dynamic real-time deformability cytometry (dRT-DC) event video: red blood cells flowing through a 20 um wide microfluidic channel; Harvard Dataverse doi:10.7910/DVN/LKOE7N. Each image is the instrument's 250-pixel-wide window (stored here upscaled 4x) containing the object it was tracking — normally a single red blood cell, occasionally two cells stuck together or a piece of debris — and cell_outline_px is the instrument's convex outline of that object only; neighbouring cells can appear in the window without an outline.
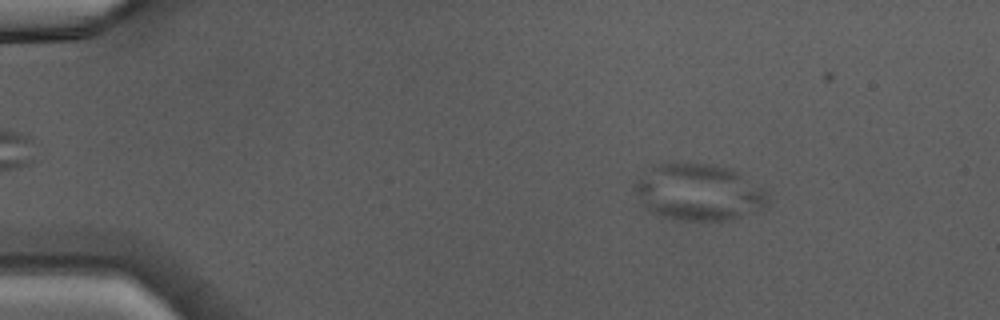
{"species": "Egyptian fruit bat (a non-hibernating species)", "species_latin": "Rousettus aegyptiacus", "temperature_condition": "warm", "stored_images_in_passage": 45, "camera_frame_rate_fps": 3000, "um_per_image_px": 0.085, "animal": {"sex": "male"}, "frame": {"image": 1, "passage_image": 7, "time_ms": 2.0, "image_size_px": [1000, 320], "cell_outline_px": [[768, 200], [756, 212], [728, 220], [680, 220], [664, 216], [652, 212], [640, 200], [632, 188], [636, 180], [656, 164], [672, 160], [708, 164], [724, 168], [736, 172], [764, 188], [768, 196]], "centroid_in_image_um": [59.35, 16.31], "position_along_channel_um": 25.6, "area_um2": 43.75}}
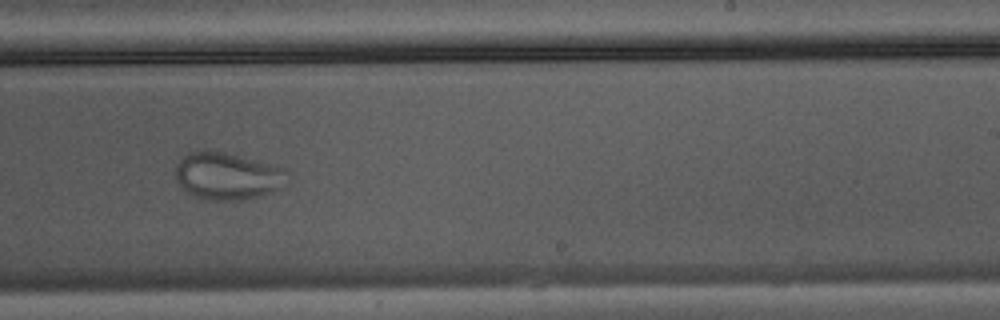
{"frame": {"image": 2, "passage_image": 29, "time_ms": 9.333, "image_size_px": [1000, 320], "cell_outline_px": [[288, 184], [272, 192], [240, 200], [208, 200], [196, 196], [188, 192], [176, 184], [176, 164], [180, 156], [188, 152], [204, 148], [224, 152], [260, 160], [284, 168], [288, 172]], "centroid_in_image_um": [19.32, 14.92], "position_along_channel_um": 269.7, "area_um2": 31.5}}
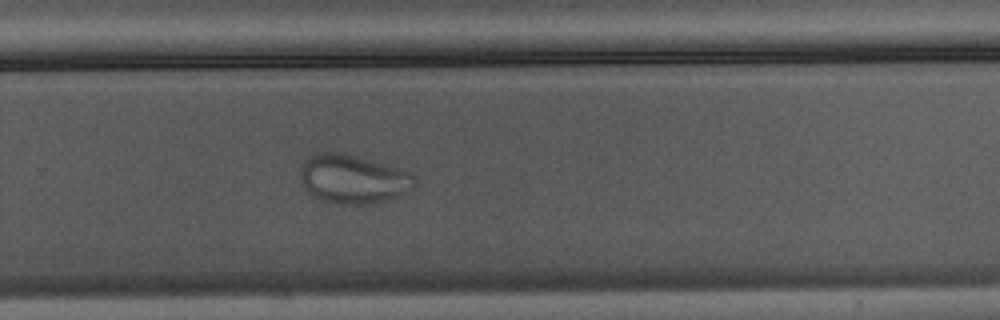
{"frame": {"image": 3, "passage_image": 31, "time_ms": 10.0, "image_size_px": [1000, 320], "cell_outline_px": [[416, 184], [384, 200], [368, 204], [336, 204], [320, 200], [308, 192], [300, 180], [300, 172], [304, 160], [316, 152], [340, 152], [356, 156], [400, 168], [412, 172], [416, 176]], "centroid_in_image_um": [29.95, 15.2], "position_along_channel_um": 299.9, "area_um2": 32.25}}